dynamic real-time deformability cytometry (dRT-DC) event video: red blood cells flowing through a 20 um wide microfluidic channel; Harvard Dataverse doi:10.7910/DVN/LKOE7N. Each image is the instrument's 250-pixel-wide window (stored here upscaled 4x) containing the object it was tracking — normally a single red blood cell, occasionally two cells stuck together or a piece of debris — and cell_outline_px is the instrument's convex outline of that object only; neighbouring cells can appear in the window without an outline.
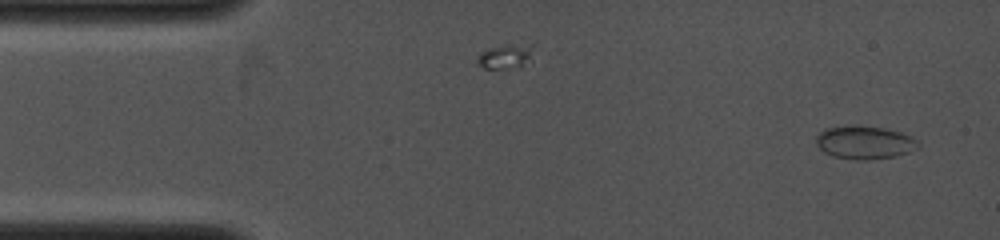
{"species": "common noctule bat (a hibernating species)", "species_latin": "Nyctalus noctula", "temperature_condition": "cold", "stored_images_in_passage": 10, "camera_frame_rate_fps": 4000, "um_per_image_px": 0.085, "animal": {"sex": "female", "body_mass_g": 19.0, "forearm_length_mm": 53.3}, "frame": {"image": 1, "passage_image": 1, "time_ms": 0.0, "image_size_px": [1000, 240], "cell_outline_px": [[920, 144], [916, 148], [908, 152], [896, 156], [868, 160], [856, 160], [832, 156], [824, 152], [816, 144], [816, 136], [824, 128], [848, 124], [852, 124], [884, 128], [900, 132], [912, 136]], "centroid_in_image_um": [73.45, 12.09], "position_along_channel_um": 11.5, "area_um2": 20.0}}
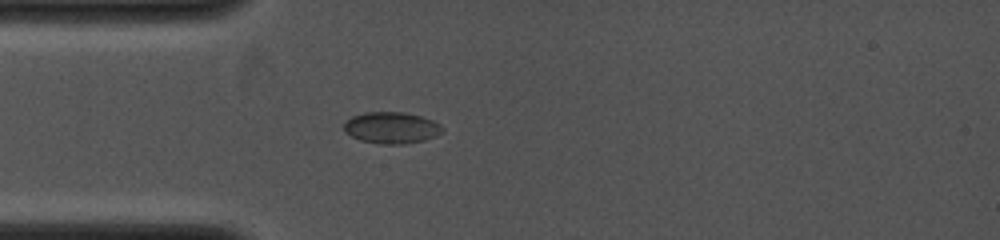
{"frame": {"image": 2, "passage_image": 9, "time_ms": 2.0, "image_size_px": [1000, 240], "cell_outline_px": [[444, 132], [436, 136], [424, 140], [404, 144], [380, 144], [360, 140], [344, 132], [344, 120], [352, 116], [364, 112], [404, 112], [420, 116], [432, 120], [440, 124], [444, 128]], "centroid_in_image_um": [33.27, 10.86], "position_along_channel_um": 51.7, "area_um2": 18.26}}